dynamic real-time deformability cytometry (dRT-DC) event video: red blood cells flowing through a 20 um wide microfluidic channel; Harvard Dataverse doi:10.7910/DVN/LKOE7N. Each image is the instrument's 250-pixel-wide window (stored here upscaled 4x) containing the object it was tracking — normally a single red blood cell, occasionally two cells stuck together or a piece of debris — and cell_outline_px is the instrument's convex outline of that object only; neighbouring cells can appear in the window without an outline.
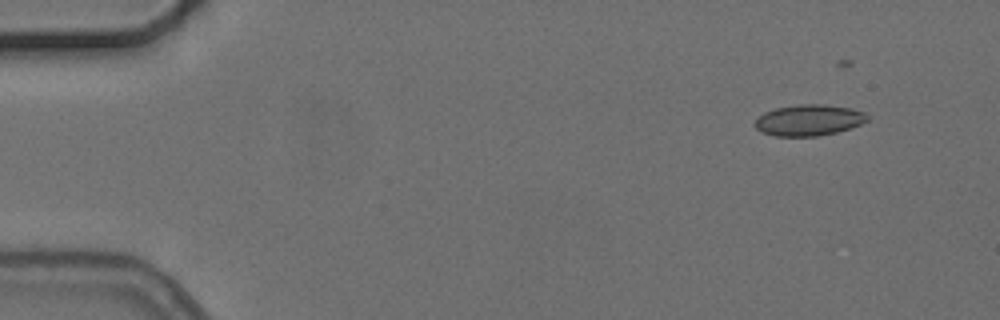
{"species": "common noctule bat (a hibernating species)", "species_latin": "Nyctalus noctula", "temperature_condition": "cold", "stored_images_in_passage": 5, "camera_frame_rate_fps": 3000, "um_per_image_px": 0.085, "animal": {"sex": "female", "body_mass_g": 24.6, "forearm_length_mm": 56.2}, "frame": {"image": 1, "passage_image": 1, "time_ms": 0.0, "image_size_px": [1000, 320], "cell_outline_px": [[868, 120], [860, 124], [836, 132], [816, 136], [776, 136], [760, 132], [756, 128], [756, 120], [764, 112], [776, 108], [800, 104], [824, 104], [852, 108], [864, 112], [868, 116]], "centroid_in_image_um": [68.75, 10.2], "position_along_channel_um": 16.2, "area_um2": 20.23}}